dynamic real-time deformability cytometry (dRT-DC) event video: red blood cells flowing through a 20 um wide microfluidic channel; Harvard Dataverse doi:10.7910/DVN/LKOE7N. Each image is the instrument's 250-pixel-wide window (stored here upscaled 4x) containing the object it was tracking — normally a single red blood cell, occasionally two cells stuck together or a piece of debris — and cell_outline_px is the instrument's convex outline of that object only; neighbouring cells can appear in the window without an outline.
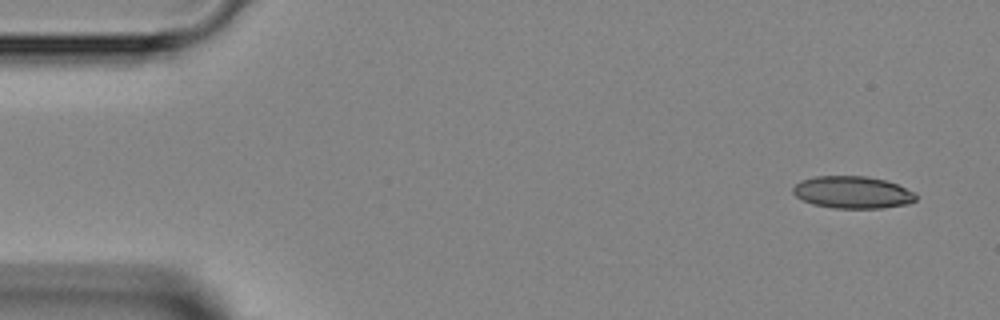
{"species": "Egyptian fruit bat (a non-hibernating species)", "species_latin": "Rousettus aegyptiacus", "temperature_condition": "room temperature", "stored_images_in_passage": 8, "camera_frame_rate_fps": 3000, "um_per_image_px": 0.085, "animal": {"sex": "female"}, "frame": {"image": 1, "passage_image": 1, "time_ms": 0.0, "image_size_px": [1000, 320], "cell_outline_px": [[916, 200], [908, 204], [884, 208], [832, 208], [812, 204], [796, 196], [792, 192], [792, 188], [800, 180], [816, 176], [868, 176], [884, 180], [896, 184], [916, 192]], "centroid_in_image_um": [72.47, 16.35], "position_along_channel_um": 12.5, "area_um2": 23.18}}
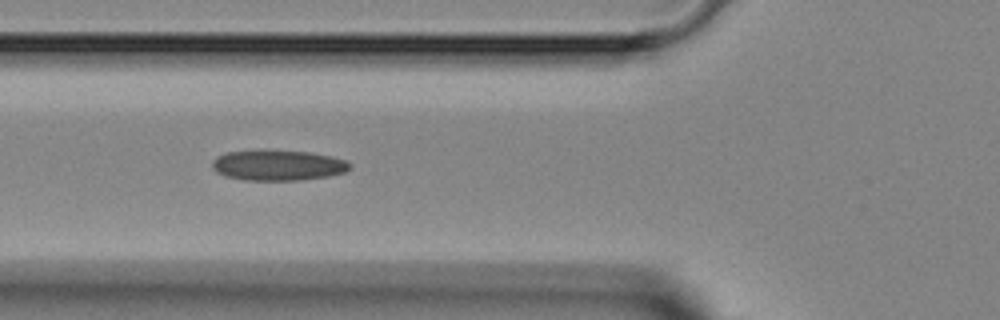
{"frame": {"image": 2, "passage_image": 5, "time_ms": 4.667, "image_size_px": [1000, 320], "cell_outline_px": [[352, 164], [344, 172], [328, 176], [300, 180], [244, 180], [224, 176], [216, 172], [212, 168], [212, 164], [220, 156], [228, 152], [308, 152], [332, 156], [348, 160]], "centroid_in_image_um": [23.68, 14.08], "position_along_channel_um": 102.1, "area_um2": 23.7}}
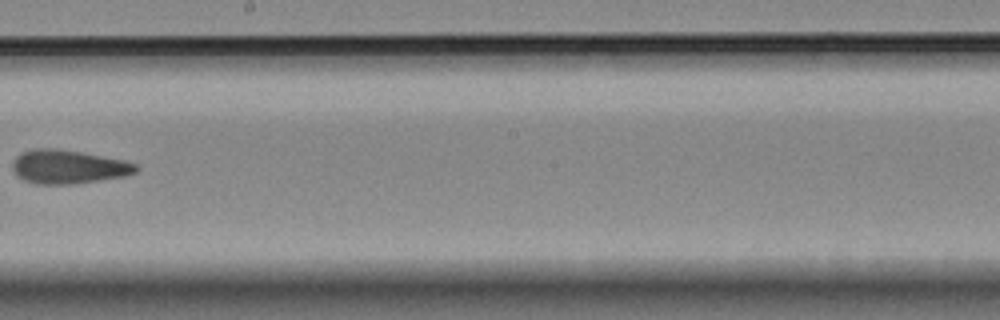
{"frame": {"image": 3, "passage_image": 8, "time_ms": 8.0, "image_size_px": [1000, 320], "cell_outline_px": [[140, 168], [136, 172], [128, 176], [76, 184], [36, 184], [24, 180], [16, 176], [12, 168], [12, 164], [16, 156], [20, 152], [36, 148], [52, 148], [80, 152], [124, 160], [136, 164]], "centroid_in_image_um": [5.81, 14.19], "position_along_channel_um": 242.4, "area_um2": 24.51}}